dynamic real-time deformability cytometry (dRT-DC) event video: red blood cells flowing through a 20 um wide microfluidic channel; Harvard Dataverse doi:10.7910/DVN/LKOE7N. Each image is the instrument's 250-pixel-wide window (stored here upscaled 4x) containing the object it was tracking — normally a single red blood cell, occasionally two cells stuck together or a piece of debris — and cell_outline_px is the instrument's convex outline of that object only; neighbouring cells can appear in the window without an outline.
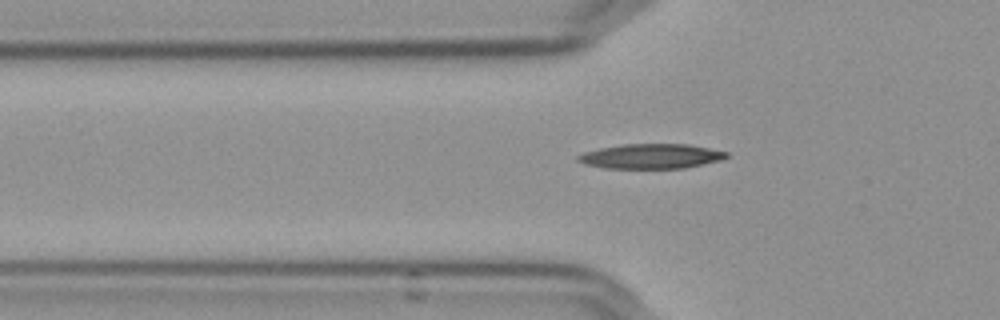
{"species": "Egyptian fruit bat (a non-hibernating species)", "species_latin": "Rousettus aegyptiacus", "temperature_condition": "cold", "stored_images_in_passage": 40, "camera_frame_rate_fps": 3000, "um_per_image_px": 0.085, "frame": {"image": 1, "passage_image": 3, "time_ms": 0.667, "image_size_px": [1000, 320], "cell_outline_px": [[728, 156], [720, 160], [684, 168], [604, 168], [584, 164], [576, 160], [576, 156], [584, 152], [600, 148], [624, 144], [688, 144], [728, 152]], "centroid_in_image_um": [55.3, 13.28], "position_along_channel_um": 70.5, "area_um2": 21.33}}
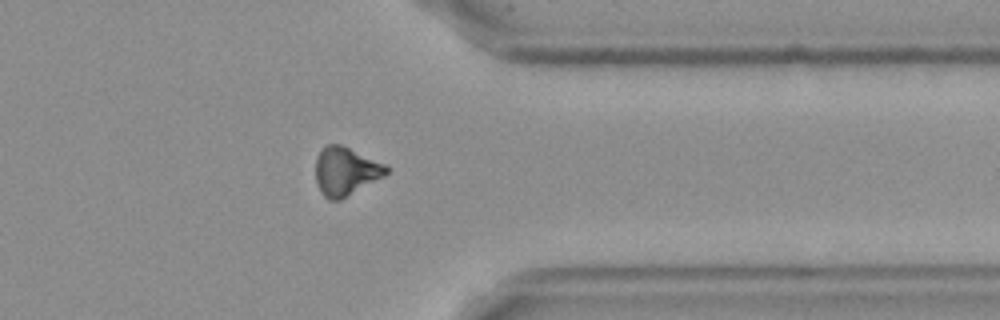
{"frame": {"image": 2, "passage_image": 29, "time_ms": 9.333, "image_size_px": [1000, 320], "cell_outline_px": [[388, 172], [384, 176], [340, 200], [328, 200], [320, 192], [316, 184], [316, 156], [320, 148], [328, 144], [340, 144], [384, 164], [388, 168]], "centroid_in_image_um": [29.33, 14.56], "position_along_channel_um": 382.1, "area_um2": 19.83}}
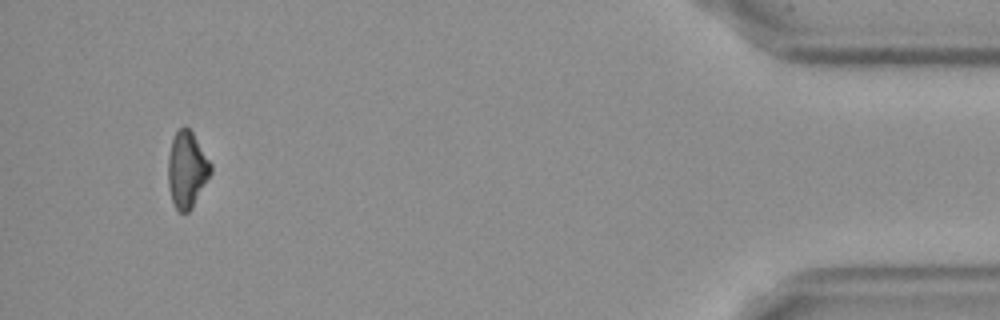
{"frame": {"image": 3, "passage_image": 37, "time_ms": 12.0, "image_size_px": [1000, 320], "cell_outline_px": [[212, 172], [192, 208], [188, 212], [180, 212], [176, 208], [172, 200], [168, 184], [168, 156], [172, 140], [176, 132], [184, 124], [192, 132], [212, 164]], "centroid_in_image_um": [15.89, 14.41], "position_along_channel_um": 419.3, "area_um2": 18.9}, "authors_computed_cell_mechanics": {"area_um2": 20.2011, "velocity_mm_per_s": 3.6636, "shape_relaxation_time_tau1_ms": 10.9619, "shape_relaxation_time_tau2_ms": null, "deformation_change_tau1": 0.2217, "deformation_change_tau2": null}}